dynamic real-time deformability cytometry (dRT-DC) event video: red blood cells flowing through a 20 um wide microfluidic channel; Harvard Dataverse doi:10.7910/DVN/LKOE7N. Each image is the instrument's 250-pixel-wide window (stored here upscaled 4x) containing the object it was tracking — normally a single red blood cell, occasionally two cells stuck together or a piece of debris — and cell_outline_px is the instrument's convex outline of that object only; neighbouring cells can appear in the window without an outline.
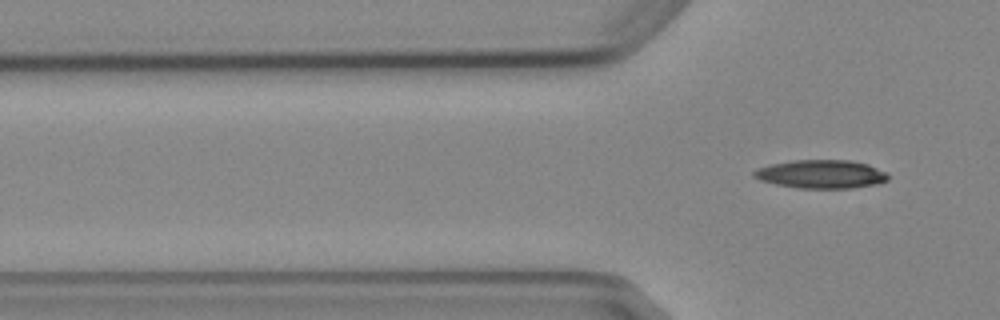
{"species": "Egyptian fruit bat (a non-hibernating species)", "species_latin": "Rousettus aegyptiacus", "temperature_condition": "cold", "stored_images_in_passage": 6, "segment_of_instrument_passage": [2, 2], "camera_frame_rate_fps": 3000, "um_per_image_px": 0.085, "animal": {"sex": "female"}, "frame": {"image": 1, "passage_image": 6, "time_ms": 6.333, "image_size_px": [1000, 320], "cell_outline_px": [[888, 180], [880, 184], [852, 188], [800, 188], [776, 184], [760, 180], [752, 176], [752, 172], [756, 168], [768, 164], [792, 160], [852, 160], [868, 164], [884, 172], [888, 176]], "centroid_in_image_um": [69.77, 14.79], "position_along_channel_um": 56.0, "area_um2": 22.43}}